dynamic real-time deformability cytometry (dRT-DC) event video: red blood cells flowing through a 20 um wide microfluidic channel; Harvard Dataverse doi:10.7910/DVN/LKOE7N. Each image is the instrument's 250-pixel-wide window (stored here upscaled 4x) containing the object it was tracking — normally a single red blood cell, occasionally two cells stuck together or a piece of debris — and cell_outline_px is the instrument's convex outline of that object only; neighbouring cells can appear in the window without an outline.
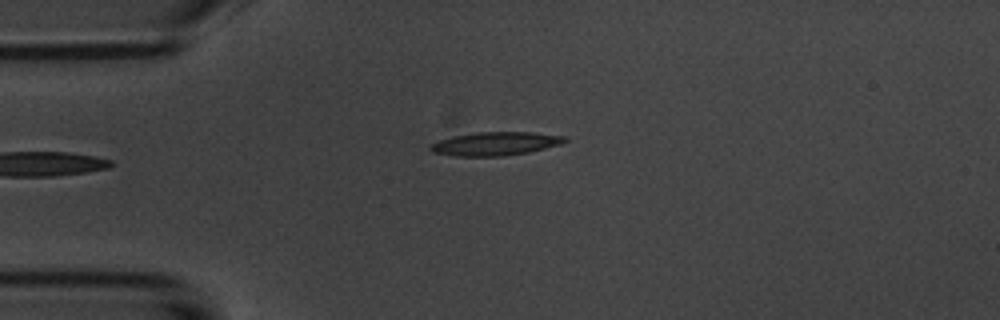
{"species": "common noctule bat (a hibernating species)", "species_latin": "Nyctalus noctula", "temperature_condition": "room temperature", "stored_images_in_passage": 38, "camera_frame_rate_fps": 3000, "um_per_image_px": 0.085, "animal": {"sex": "male", "body_mass_g": 20.1, "forearm_length_mm": 53.5}, "frame": {"image": 1, "passage_image": 1, "time_ms": 0.0, "image_size_px": [1000, 320], "cell_outline_px": [[568, 140], [560, 144], [528, 152], [500, 156], [456, 156], [432, 152], [428, 148], [432, 144], [440, 140], [452, 136], [476, 132], [532, 132], [568, 136]], "centroid_in_image_um": [42.12, 12.2], "position_along_channel_um": 42.9, "area_um2": 18.32}}
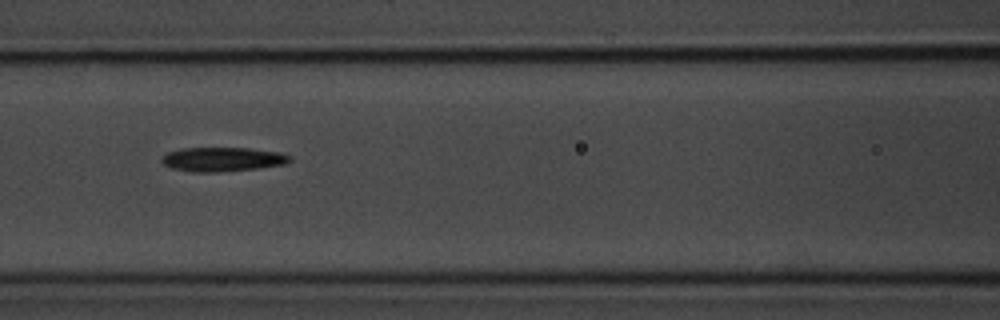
{"frame": {"image": 2, "passage_image": 11, "time_ms": 3.333, "image_size_px": [1000, 320], "cell_outline_px": [[292, 160], [284, 164], [256, 168], [216, 172], [192, 172], [172, 168], [164, 164], [160, 160], [168, 152], [180, 148], [248, 148], [284, 152], [292, 156]], "centroid_in_image_um": [18.95, 13.53], "position_along_channel_um": 147.7, "area_um2": 18.09}}
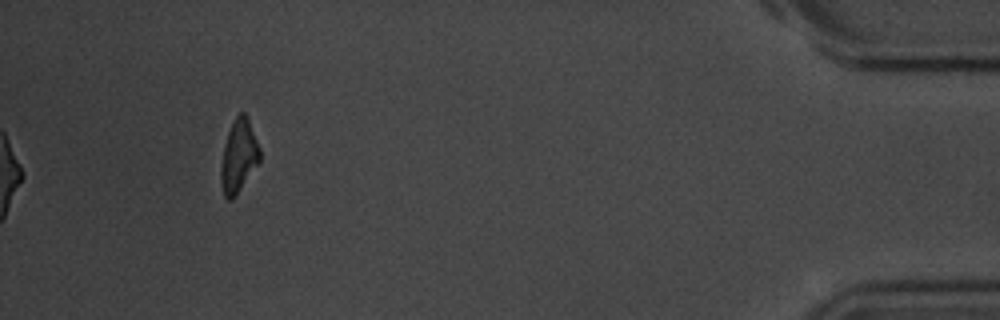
{"frame": {"image": 3, "passage_image": 38, "time_ms": 12.333, "image_size_px": [1000, 320], "cell_outline_px": [[260, 160], [236, 196], [232, 200], [228, 200], [224, 196], [220, 180], [220, 172], [224, 144], [228, 132], [236, 116], [240, 112], [244, 112], [248, 116], [260, 148]], "centroid_in_image_um": [20.29, 13.27], "position_along_channel_um": 414.9, "area_um2": 16.53}, "authors_computed_cell_mechanics": {"area_um2": 18.0914, "velocity_mm_per_s": 3.7125, "shape_relaxation_time_tau1_ms": 4.2695, "shape_relaxation_time_tau2_ms": 7.7851, "deformation_change_tau1": 0.1662, "deformation_change_tau2": 0.2229}}